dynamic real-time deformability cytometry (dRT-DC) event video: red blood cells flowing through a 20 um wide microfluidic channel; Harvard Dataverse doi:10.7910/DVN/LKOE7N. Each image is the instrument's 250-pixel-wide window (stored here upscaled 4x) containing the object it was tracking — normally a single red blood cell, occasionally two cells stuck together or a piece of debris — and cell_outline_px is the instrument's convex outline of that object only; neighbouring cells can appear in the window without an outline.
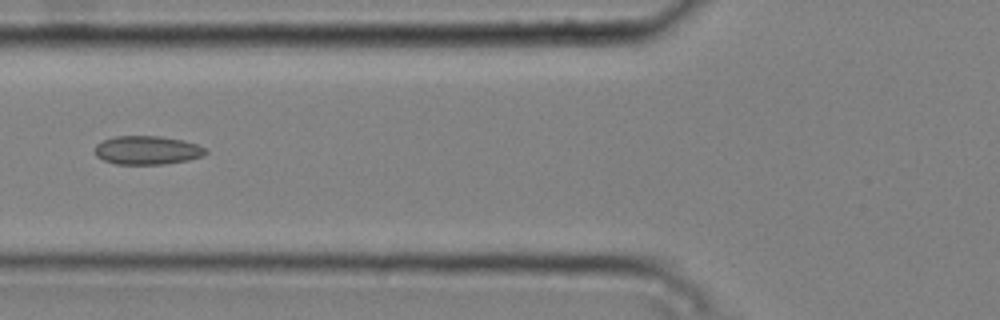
{"species": "common noctule bat (a hibernating species)", "species_latin": "Nyctalus noctula", "temperature_condition": "cold", "stored_images_in_passage": 5, "camera_frame_rate_fps": 3000, "um_per_image_px": 0.085, "animal": {"sex": "male", "body_mass_g": 20.4}, "frame": {"image": 1, "passage_image": 2, "time_ms": 0.333, "image_size_px": [1000, 320], "cell_outline_px": [[208, 152], [200, 156], [188, 160], [164, 164], [116, 164], [104, 160], [96, 156], [96, 144], [104, 140], [116, 136], [160, 136], [184, 140], [196, 144], [204, 148]], "centroid_in_image_um": [12.51, 12.76], "position_along_channel_um": 113.3, "area_um2": 18.32}}
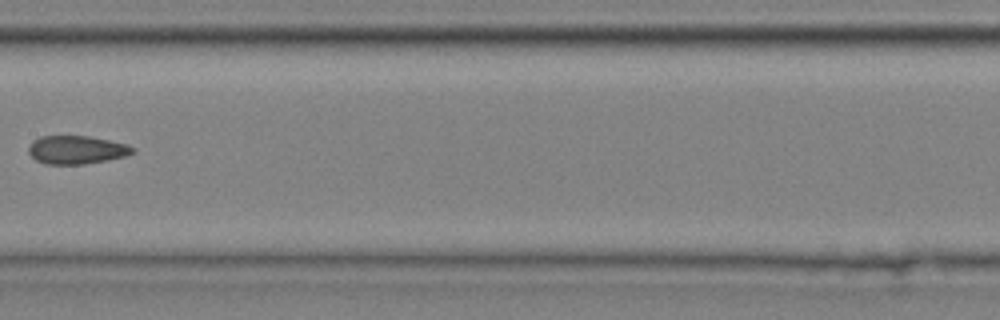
{"frame": {"image": 2, "passage_image": 4, "time_ms": 1.0, "image_size_px": [1000, 320], "cell_outline_px": [[136, 152], [128, 156], [108, 160], [84, 164], [44, 164], [36, 160], [28, 152], [28, 148], [32, 140], [40, 136], [88, 136], [128, 144], [136, 148]], "centroid_in_image_um": [6.54, 12.74], "position_along_channel_um": 200.9, "area_um2": 17.4}}
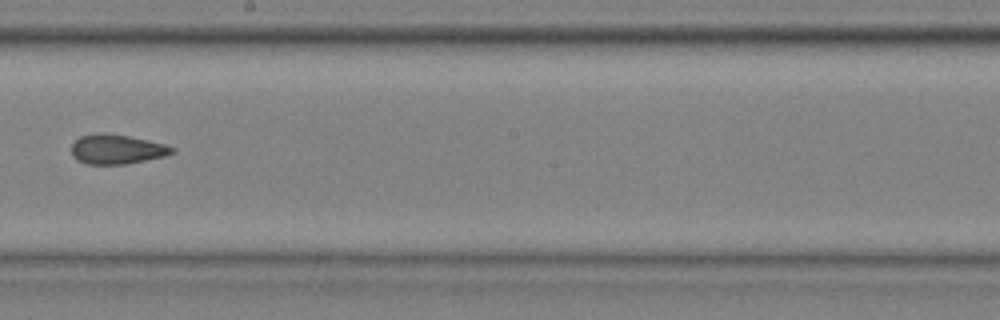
{"frame": {"image": 3, "passage_image": 5, "time_ms": 1.333, "image_size_px": [1000, 320], "cell_outline_px": [[176, 152], [164, 156], [124, 164], [88, 164], [76, 160], [72, 156], [72, 144], [80, 136], [96, 132], [104, 132], [128, 136], [164, 144], [176, 148]], "centroid_in_image_um": [9.9, 12.67], "position_along_channel_um": 238.3, "area_um2": 17.34}}